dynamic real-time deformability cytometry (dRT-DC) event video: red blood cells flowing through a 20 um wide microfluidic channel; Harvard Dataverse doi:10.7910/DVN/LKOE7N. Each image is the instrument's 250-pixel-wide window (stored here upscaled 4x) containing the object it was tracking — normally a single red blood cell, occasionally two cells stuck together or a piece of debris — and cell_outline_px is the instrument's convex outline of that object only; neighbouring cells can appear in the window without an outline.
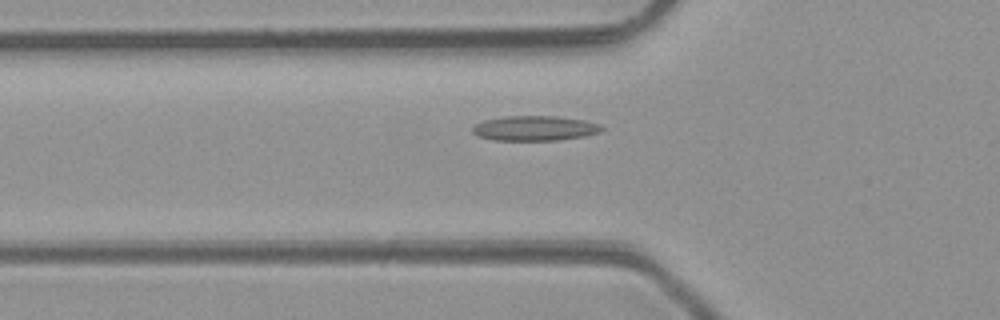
{"species": "common noctule bat (a hibernating species)", "species_latin": "Nyctalus noctula", "temperature_condition": "room temperature", "stored_images_in_passage": 6, "camera_frame_rate_fps": 3000, "um_per_image_px": 0.085, "animal": {"sex": "male", "body_mass_g": 23.1, "forearm_length_mm": 52.7}, "frame": {"image": 1, "passage_image": 6, "time_ms": 6.667, "image_size_px": [1000, 320], "cell_outline_px": [[604, 128], [600, 132], [584, 136], [560, 140], [496, 140], [476, 136], [472, 132], [472, 128], [476, 124], [484, 120], [504, 116], [556, 116], [584, 120], [600, 124]], "centroid_in_image_um": [45.45, 10.9], "position_along_channel_um": 80.3, "area_um2": 18.79}}